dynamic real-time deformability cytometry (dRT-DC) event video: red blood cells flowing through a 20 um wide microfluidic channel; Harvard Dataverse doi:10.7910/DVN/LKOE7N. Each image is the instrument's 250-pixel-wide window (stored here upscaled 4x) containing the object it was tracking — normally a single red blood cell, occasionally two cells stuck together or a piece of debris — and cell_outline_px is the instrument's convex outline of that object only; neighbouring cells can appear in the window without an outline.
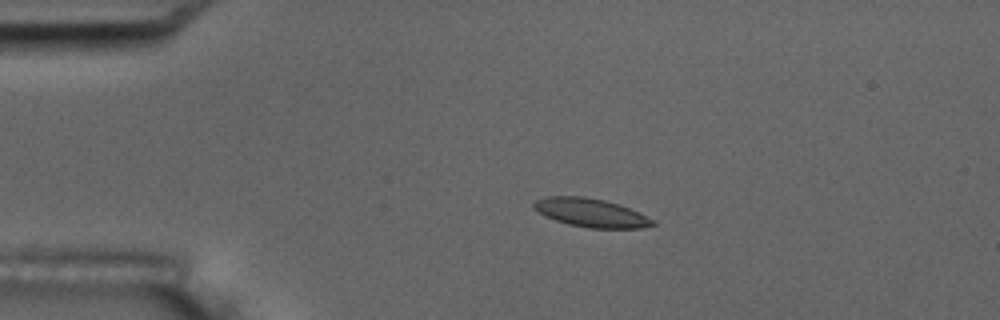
{"species": "common noctule bat (a hibernating species)", "species_latin": "Nyctalus noctula", "temperature_condition": "room temperature", "stored_images_in_passage": 16, "camera_frame_rate_fps": 3000, "um_per_image_px": 0.085, "animal": {"sex": "male", "body_mass_g": 17.5, "forearm_length_mm": 52.3}, "frame": {"image": 1, "passage_image": 3, "time_ms": 2.333, "image_size_px": [1000, 320], "cell_outline_px": [[656, 224], [640, 228], [588, 228], [568, 224], [544, 216], [532, 208], [532, 204], [536, 200], [548, 196], [584, 196], [604, 200], [640, 212], [652, 220]], "centroid_in_image_um": [50.17, 18.08], "position_along_channel_um": 34.8, "area_um2": 19.65}, "authors_computed_cell_mechanics": {"area_um2": 19.363, "velocity_mm_per_s": 3.4729, "shape_relaxation_time_tau1_ms": 5.2245, "shape_relaxation_time_tau2_ms": 2.932, "deformation_change_tau1": 0.11, "deformation_change_tau2": 0.0846}}